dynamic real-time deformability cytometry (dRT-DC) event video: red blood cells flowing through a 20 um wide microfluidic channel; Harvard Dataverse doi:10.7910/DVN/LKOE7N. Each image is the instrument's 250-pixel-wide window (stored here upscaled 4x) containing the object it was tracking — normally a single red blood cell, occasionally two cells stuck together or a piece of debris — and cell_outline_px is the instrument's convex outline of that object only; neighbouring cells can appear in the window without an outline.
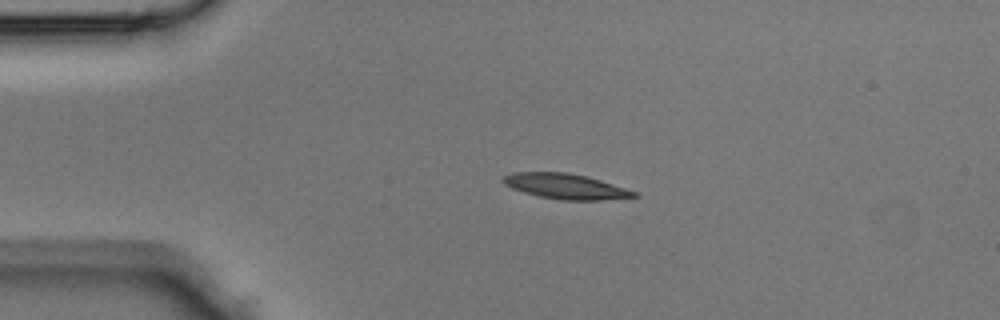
{"species": "Egyptian fruit bat (a non-hibernating species)", "species_latin": "Rousettus aegyptiacus", "temperature_condition": "room temperature", "stored_images_in_passage": 34, "camera_frame_rate_fps": 3000, "um_per_image_px": 0.085, "animal": {"sex": "male"}, "frame": {"image": 1, "passage_image": 1, "time_ms": 0.0, "image_size_px": [1000, 320], "cell_outline_px": [[640, 196], [600, 200], [564, 200], [540, 196], [524, 192], [512, 188], [504, 184], [500, 180], [504, 176], [512, 172], [564, 172], [584, 176], [600, 180], [636, 192]], "centroid_in_image_um": [48.03, 15.83], "position_along_channel_um": 37.0, "area_um2": 18.96}}
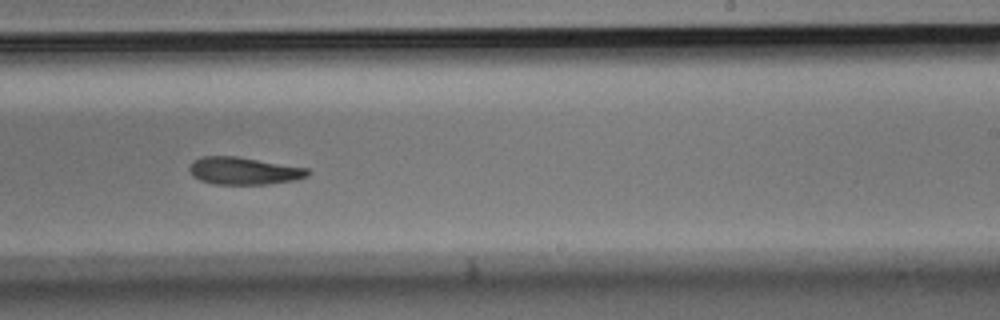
{"frame": {"image": 2, "passage_image": 18, "time_ms": 5.667, "image_size_px": [1000, 320], "cell_outline_px": [[312, 172], [308, 176], [296, 180], [268, 184], [212, 184], [200, 180], [192, 176], [188, 168], [192, 160], [204, 156], [236, 156], [308, 168]], "centroid_in_image_um": [20.72, 14.52], "position_along_channel_um": 268.3, "area_um2": 19.07}}
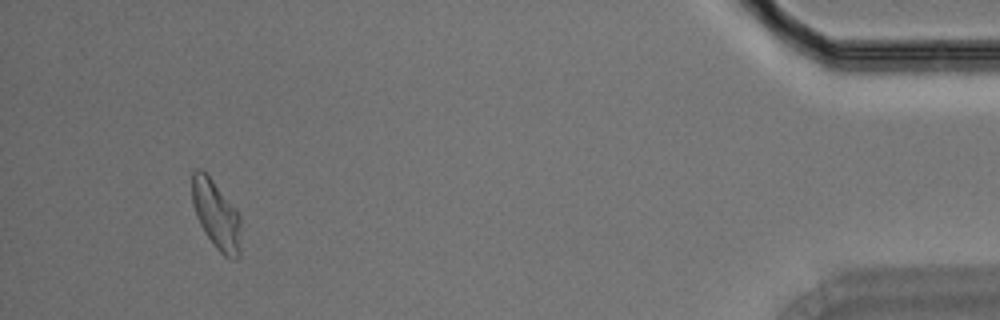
{"frame": {"image": 3, "passage_image": 32, "time_ms": 10.333, "image_size_px": [1000, 320], "cell_outline_px": [[240, 256], [236, 260], [232, 260], [224, 256], [216, 248], [204, 232], [196, 216], [192, 204], [192, 172], [196, 168], [200, 168], [212, 180], [240, 216]], "centroid_in_image_um": [18.37, 18.3], "position_along_channel_um": 416.8, "area_um2": 19.36}}